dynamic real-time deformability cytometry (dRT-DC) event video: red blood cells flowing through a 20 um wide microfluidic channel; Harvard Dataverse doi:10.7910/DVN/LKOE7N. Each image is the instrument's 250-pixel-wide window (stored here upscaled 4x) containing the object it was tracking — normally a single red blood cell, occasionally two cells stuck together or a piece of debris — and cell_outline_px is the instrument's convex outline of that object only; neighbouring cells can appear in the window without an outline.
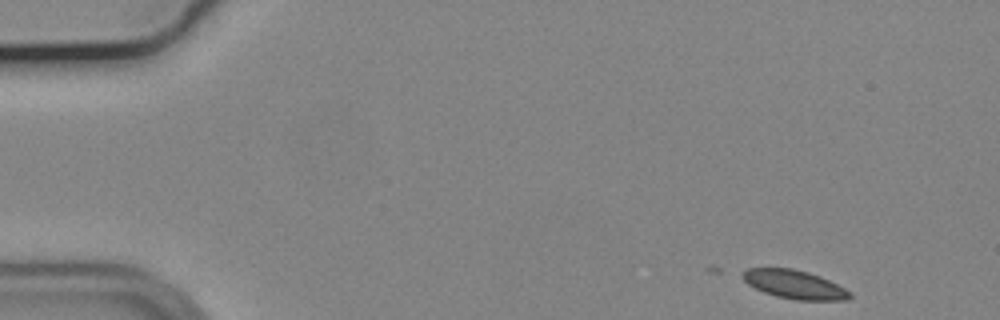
{"species": "common noctule bat (a hibernating species)", "species_latin": "Nyctalus noctula", "temperature_condition": "cold", "stored_images_in_passage": 18, "camera_frame_rate_fps": 3000, "um_per_image_px": 0.085, "animal": {"sex": "male", "body_mass_g": 19.2, "forearm_length_mm": 51.8}, "frame": {"image": 1, "passage_image": 1, "time_ms": 0.0, "image_size_px": [1000, 320], "cell_outline_px": [[852, 296], [848, 300], [796, 300], [776, 296], [764, 292], [748, 284], [744, 280], [744, 272], [748, 268], [792, 268], [808, 272], [820, 276], [852, 292]], "centroid_in_image_um": [67.57, 24.18], "position_along_channel_um": 17.4, "area_um2": 17.69}}
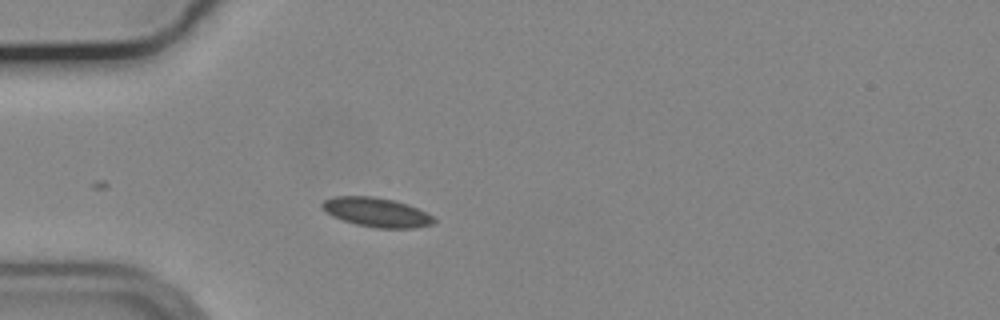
{"frame": {"image": 2, "passage_image": 12, "time_ms": 3.667, "image_size_px": [1000, 320], "cell_outline_px": [[436, 220], [432, 224], [412, 228], [376, 228], [356, 224], [332, 216], [320, 204], [324, 200], [332, 196], [372, 196], [392, 200], [408, 204], [432, 216]], "centroid_in_image_um": [31.99, 18.04], "position_along_channel_um": 53.0, "area_um2": 18.79}}
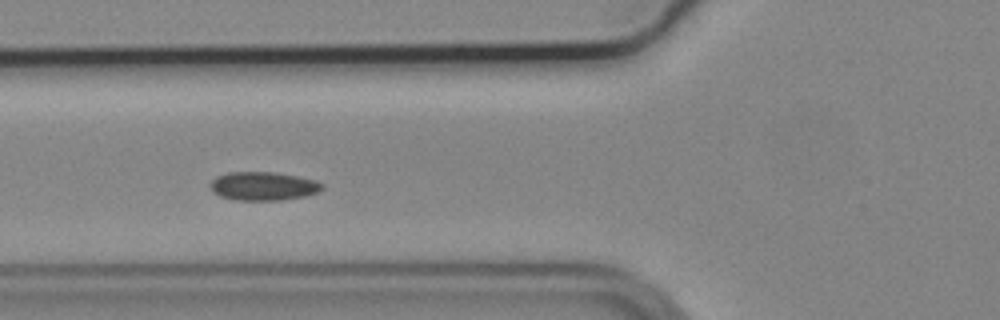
{"frame": {"image": 3, "passage_image": 17, "time_ms": 5.333, "image_size_px": [1000, 320], "cell_outline_px": [[324, 188], [316, 192], [304, 196], [280, 200], [236, 200], [220, 196], [212, 192], [208, 184], [216, 176], [228, 172], [276, 172], [316, 180], [324, 184]], "centroid_in_image_um": [22.34, 15.81], "position_along_channel_um": 103.5, "area_um2": 18.73}}